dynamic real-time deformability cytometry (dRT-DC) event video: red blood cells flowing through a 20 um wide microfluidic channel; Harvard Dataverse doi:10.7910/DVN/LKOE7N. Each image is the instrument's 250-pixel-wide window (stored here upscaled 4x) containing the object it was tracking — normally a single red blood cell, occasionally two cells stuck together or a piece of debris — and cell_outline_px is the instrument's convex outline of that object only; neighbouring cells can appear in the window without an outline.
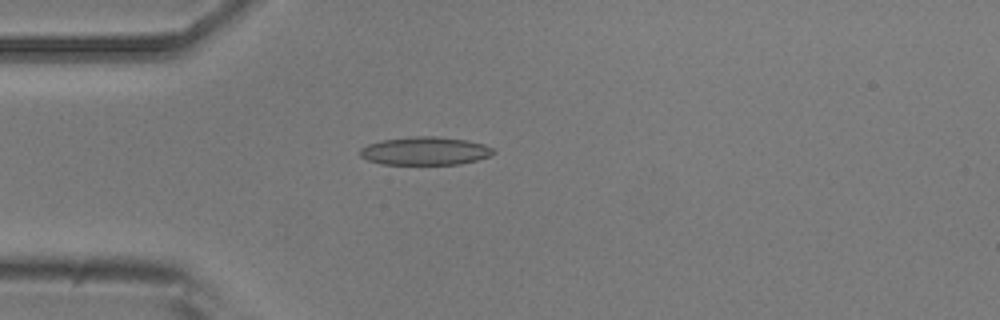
{"species": "common noctule bat (a hibernating species)", "species_latin": "Nyctalus noctula", "temperature_condition": "room temperature", "stored_images_in_passage": 54, "camera_frame_rate_fps": 3000, "um_per_image_px": 0.085, "animal": {"sex": "male", "body_mass_g": 20.5, "forearm_length_mm": 52.5}, "frame": {"image": 1, "passage_image": 14, "time_ms": 4.333, "image_size_px": [1000, 320], "cell_outline_px": [[496, 152], [488, 156], [476, 160], [460, 164], [380, 164], [368, 160], [360, 156], [360, 148], [368, 144], [380, 140], [412, 136], [436, 136], [468, 140], [484, 144], [492, 148]], "centroid_in_image_um": [36.11, 12.82], "position_along_channel_um": 48.9, "area_um2": 21.96}}
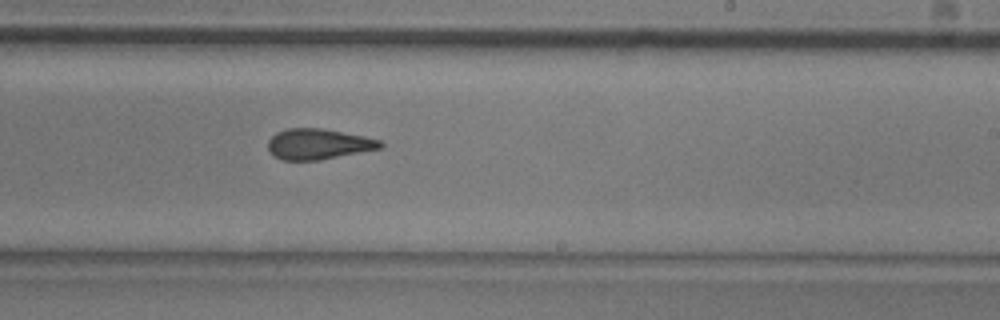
{"frame": {"image": 2, "passage_image": 32, "time_ms": 10.333, "image_size_px": [1000, 320], "cell_outline_px": [[384, 144], [380, 148], [320, 160], [280, 160], [272, 156], [268, 152], [268, 140], [276, 132], [288, 128], [320, 128], [364, 136], [380, 140]], "centroid_in_image_um": [27.0, 12.25], "position_along_channel_um": 262.0, "area_um2": 20.06}}
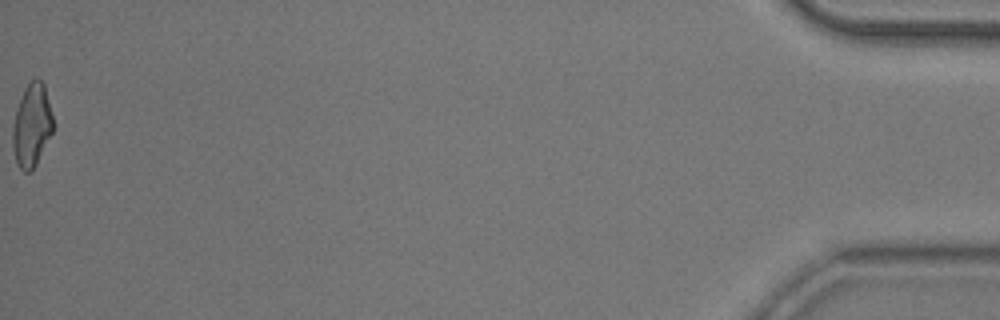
{"frame": {"image": 3, "passage_image": 54, "time_ms": 17.667, "image_size_px": [1000, 320], "cell_outline_px": [[52, 132], [32, 172], [24, 172], [16, 164], [12, 144], [12, 128], [16, 108], [24, 88], [36, 76], [44, 84], [52, 116]], "centroid_in_image_um": [2.67, 10.67], "position_along_channel_um": 432.5, "area_um2": 19.48}, "authors_computed_cell_mechanics": {"area_um2": 20.6057, "velocity_mm_per_s": 3.7205, "shape_relaxation_time_tau1_ms": null, "shape_relaxation_time_tau2_ms": 2.8463, "deformation_change_tau1": null, "deformation_change_tau2": 0.1059}}